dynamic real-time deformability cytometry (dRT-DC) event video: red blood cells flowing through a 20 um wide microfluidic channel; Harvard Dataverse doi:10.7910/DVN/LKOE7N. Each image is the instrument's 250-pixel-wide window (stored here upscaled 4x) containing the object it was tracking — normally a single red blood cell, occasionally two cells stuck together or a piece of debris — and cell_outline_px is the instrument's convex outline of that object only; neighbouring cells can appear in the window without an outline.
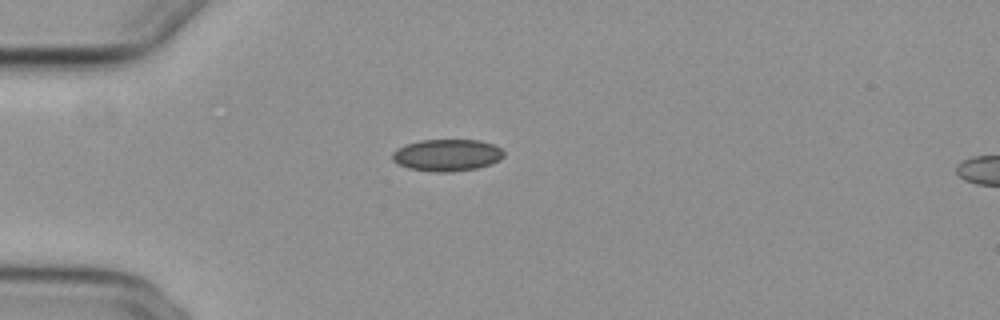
{"species": "common noctule bat (a hibernating species)", "species_latin": "Nyctalus noctula", "temperature_condition": "cold", "stored_images_in_passage": 41, "camera_frame_rate_fps": 3000, "um_per_image_px": 0.085, "animal": {"sex": "female", "body_mass_g": 29.2, "forearm_length_mm": 56.3}, "frame": {"image": 1, "passage_image": 1, "time_ms": 0.0, "image_size_px": [1000, 320], "cell_outline_px": [[504, 156], [500, 160], [492, 164], [476, 168], [448, 172], [436, 172], [408, 168], [396, 164], [392, 160], [392, 152], [396, 148], [404, 144], [420, 140], [480, 140], [492, 144], [500, 148], [504, 152]], "centroid_in_image_um": [37.96, 13.18], "position_along_channel_um": 47.0, "area_um2": 20.92}}
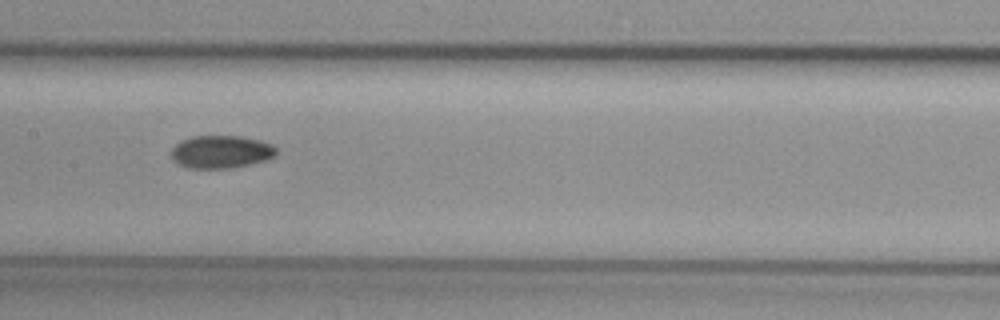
{"frame": {"image": 2, "passage_image": 14, "time_ms": 4.333, "image_size_px": [1000, 320], "cell_outline_px": [[276, 152], [272, 156], [264, 160], [248, 164], [228, 168], [188, 168], [176, 164], [172, 160], [172, 148], [180, 140], [192, 136], [240, 136], [260, 140], [272, 144], [276, 148]], "centroid_in_image_um": [18.73, 12.9], "position_along_channel_um": 188.7, "area_um2": 20.0}}
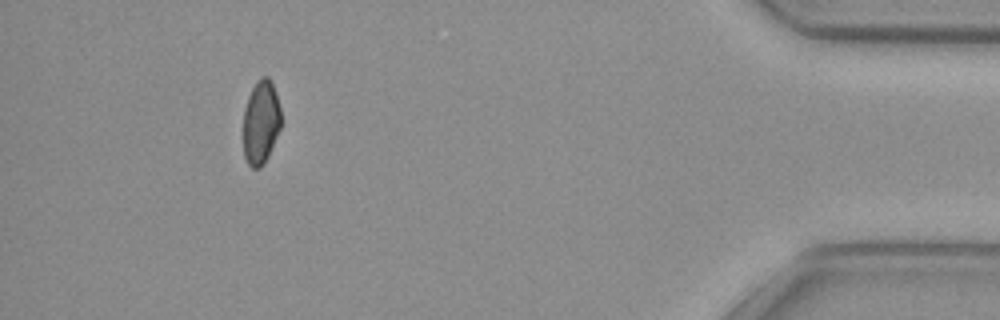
{"frame": {"image": 3, "passage_image": 37, "time_ms": 12.0, "image_size_px": [1000, 320], "cell_outline_px": [[280, 128], [268, 156], [264, 164], [260, 168], [252, 168], [248, 164], [244, 156], [244, 108], [248, 96], [256, 80], [260, 76], [268, 76], [276, 92], [280, 108]], "centroid_in_image_um": [22.17, 10.37], "position_along_channel_um": 413.0, "area_um2": 18.44}}